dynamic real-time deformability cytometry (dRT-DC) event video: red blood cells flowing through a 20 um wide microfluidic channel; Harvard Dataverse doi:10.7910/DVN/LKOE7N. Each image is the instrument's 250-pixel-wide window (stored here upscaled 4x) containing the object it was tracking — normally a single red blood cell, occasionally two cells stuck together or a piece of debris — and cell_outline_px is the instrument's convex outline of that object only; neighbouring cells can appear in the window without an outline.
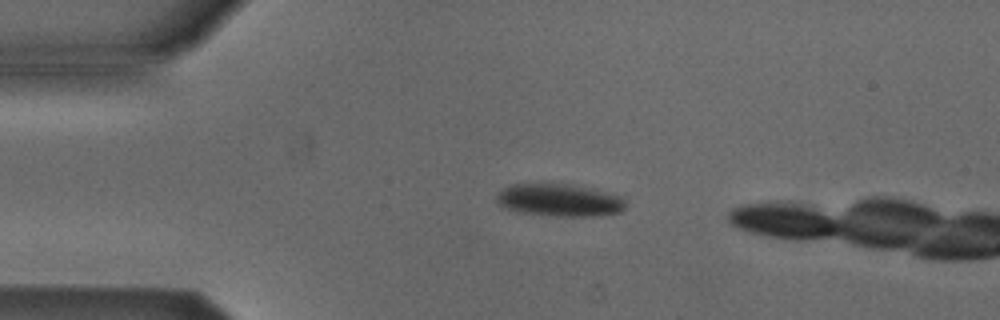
{"species": "Egyptian fruit bat (a non-hibernating species)", "species_latin": "Rousettus aegyptiacus", "temperature_condition": "cold", "stored_images_in_passage": 3, "camera_frame_rate_fps": 3000, "um_per_image_px": 0.085, "animal": {"sex": "male"}, "frame": {"image": 1, "passage_image": 2, "time_ms": 1.0, "image_size_px": [1000, 320], "cell_outline_px": [[624, 208], [620, 212], [600, 216], [552, 216], [516, 212], [496, 204], [496, 196], [504, 188], [512, 184], [572, 184], [624, 196]], "centroid_in_image_um": [47.54, 17.02], "position_along_channel_um": 37.5, "area_um2": 24.62}}